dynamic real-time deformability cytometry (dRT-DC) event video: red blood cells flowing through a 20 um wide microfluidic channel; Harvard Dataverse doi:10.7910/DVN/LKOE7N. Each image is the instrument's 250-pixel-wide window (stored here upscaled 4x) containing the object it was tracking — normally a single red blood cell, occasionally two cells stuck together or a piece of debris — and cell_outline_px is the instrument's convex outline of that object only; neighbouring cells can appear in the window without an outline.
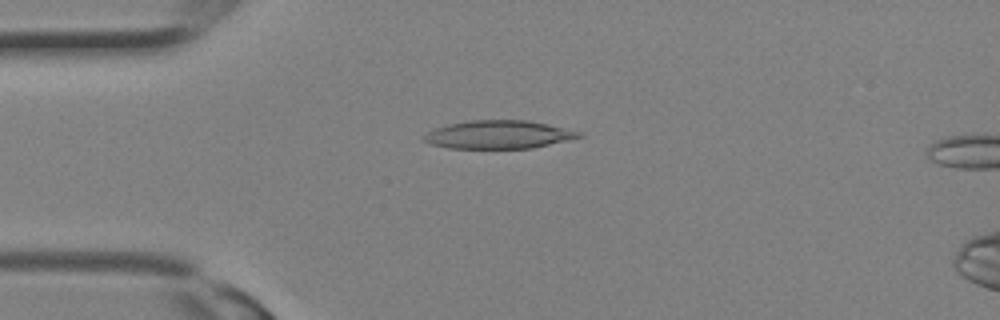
{"species": "Egyptian fruit bat (a non-hibernating species)", "species_latin": "Rousettus aegyptiacus", "temperature_condition": "room temperature", "stored_images_in_passage": 6, "camera_frame_rate_fps": 3000, "um_per_image_px": 0.085, "animal": {"sex": "female"}, "frame": {"image": 1, "passage_image": 4, "time_ms": 1.0, "image_size_px": [1000, 320], "cell_outline_px": [[584, 136], [568, 140], [532, 148], [448, 148], [428, 144], [424, 140], [424, 136], [428, 132], [436, 128], [448, 124], [468, 120], [528, 120], [548, 124], [584, 132]], "centroid_in_image_um": [42.41, 11.43], "position_along_channel_um": 42.6, "area_um2": 25.55}}